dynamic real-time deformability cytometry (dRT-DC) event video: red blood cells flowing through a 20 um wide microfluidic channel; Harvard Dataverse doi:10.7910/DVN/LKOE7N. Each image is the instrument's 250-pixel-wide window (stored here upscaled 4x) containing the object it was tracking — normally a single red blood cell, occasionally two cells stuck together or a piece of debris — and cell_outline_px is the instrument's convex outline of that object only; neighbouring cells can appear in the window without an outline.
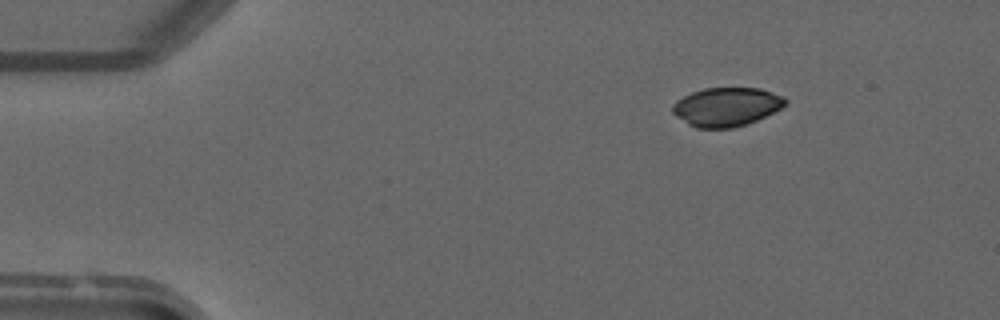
{"species": "common noctule bat (a hibernating species)", "species_latin": "Nyctalus noctula", "temperature_condition": "warm", "stored_images_in_passage": 4, "segment_of_instrument_passage": [2, 2], "camera_frame_rate_fps": 3000, "um_per_image_px": 0.085, "animal": {"sex": "male", "forearm_length_mm": 52.5}, "frame": {"image": 1, "passage_image": 4, "time_ms": 4.667, "image_size_px": [1000, 320], "cell_outline_px": [[788, 104], [748, 124], [732, 128], [696, 128], [688, 124], [676, 116], [672, 112], [672, 104], [676, 100], [692, 92], [704, 88], [760, 88], [784, 96], [788, 100]], "centroid_in_image_um": [61.75, 9.08], "position_along_channel_um": 23.3, "area_um2": 25.55}}